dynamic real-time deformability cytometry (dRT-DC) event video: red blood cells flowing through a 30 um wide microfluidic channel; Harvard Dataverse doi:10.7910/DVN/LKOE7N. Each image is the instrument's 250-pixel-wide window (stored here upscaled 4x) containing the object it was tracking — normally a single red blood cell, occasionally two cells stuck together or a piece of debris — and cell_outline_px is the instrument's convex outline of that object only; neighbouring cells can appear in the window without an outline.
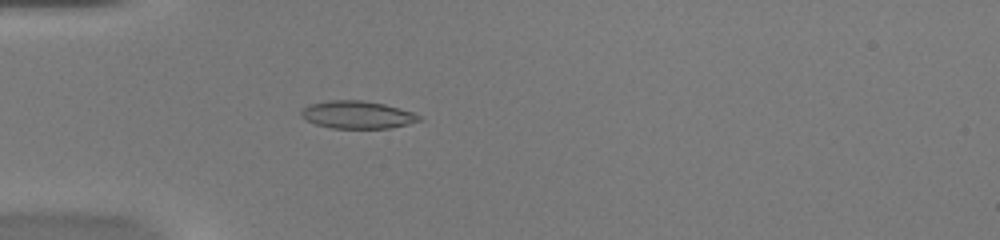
{"species": "common noctule bat (a hibernating species)", "species_latin": "Nyctalus noctula", "temperature_condition": "warm", "stored_images_in_passage": 40, "camera_frame_rate_fps": 3000, "um_per_image_px": 0.085, "animal": {"sex": "female", "body_mass_g": 20.0, "forearm_length_mm": 54.0}, "frame": {"image": 1, "passage_image": 5, "time_ms": 1.333, "image_size_px": [1000, 240], "cell_outline_px": [[420, 120], [408, 124], [388, 128], [332, 128], [316, 124], [300, 116], [300, 112], [308, 104], [328, 100], [360, 100], [384, 104], [400, 108], [412, 112], [420, 116]], "centroid_in_image_um": [30.34, 9.75], "position_along_channel_um": 54.7, "area_um2": 18.84}}
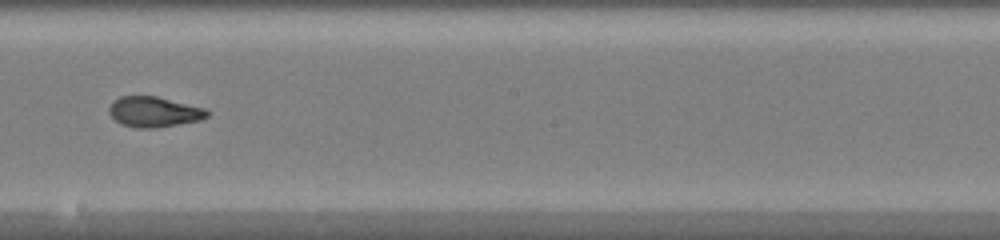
{"frame": {"image": 2, "passage_image": 19, "time_ms": 6.0, "image_size_px": [1000, 240], "cell_outline_px": [[208, 116], [200, 120], [156, 128], [136, 128], [120, 124], [108, 112], [108, 108], [112, 100], [120, 96], [156, 96], [204, 108], [208, 112]], "centroid_in_image_um": [13.04, 9.51], "position_along_channel_um": 235.2, "area_um2": 17.34}}
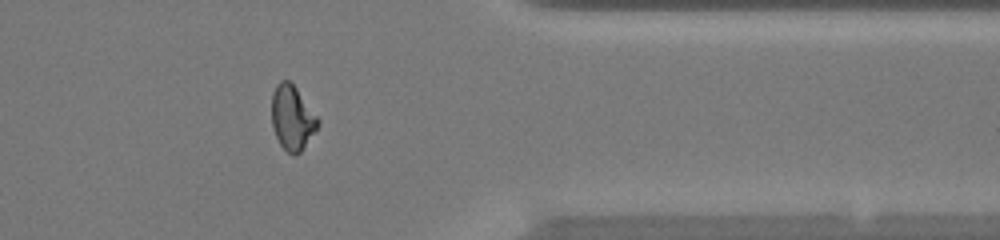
{"frame": {"image": 3, "passage_image": 31, "time_ms": 10.0, "image_size_px": [1000, 240], "cell_outline_px": [[320, 124], [300, 152], [296, 156], [292, 156], [280, 144], [276, 136], [272, 124], [272, 92], [276, 84], [280, 80], [288, 80], [296, 88], [320, 120]], "centroid_in_image_um": [24.83, 10.01], "position_along_channel_um": 386.6, "area_um2": 17.28}, "authors_computed_cell_mechanics": {"area_um2": 17.5134, "velocity_mm_per_s": 4.1033, "shape_relaxation_time_tau1_ms": null, "shape_relaxation_time_tau2_ms": 0.9178, "deformation_change_tau1": null, "deformation_change_tau2": 0.0621}}